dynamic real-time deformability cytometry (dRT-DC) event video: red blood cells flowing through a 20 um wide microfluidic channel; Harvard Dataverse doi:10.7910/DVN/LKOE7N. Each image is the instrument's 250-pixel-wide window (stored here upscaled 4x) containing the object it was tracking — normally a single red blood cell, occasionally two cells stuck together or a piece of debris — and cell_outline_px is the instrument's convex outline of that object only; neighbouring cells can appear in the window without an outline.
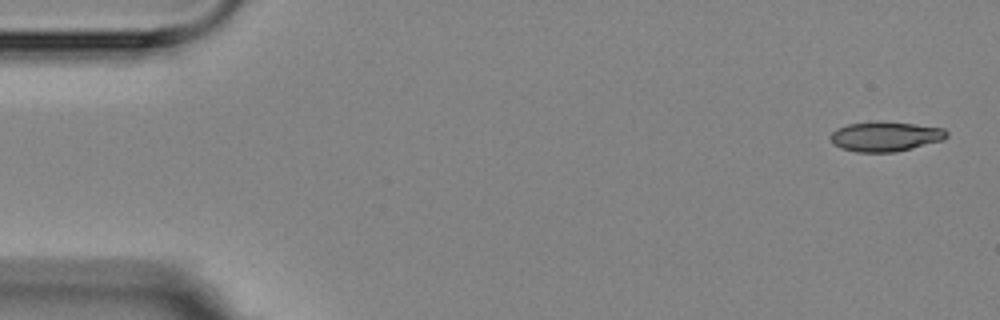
{"species": "Egyptian fruit bat (a non-hibernating species)", "species_latin": "Rousettus aegyptiacus", "temperature_condition": "room temperature", "stored_images_in_passage": 4, "camera_frame_rate_fps": 3000, "um_per_image_px": 0.085, "animal": {"sex": "female"}, "frame": {"image": 1, "passage_image": 1, "time_ms": 0.0, "image_size_px": [1000, 320], "cell_outline_px": [[948, 136], [944, 140], [896, 152], [856, 152], [840, 148], [832, 144], [828, 136], [836, 128], [848, 124], [872, 120], [880, 120], [944, 128], [948, 132]], "centroid_in_image_um": [75.21, 11.59], "position_along_channel_um": 9.8, "area_um2": 20.63}}